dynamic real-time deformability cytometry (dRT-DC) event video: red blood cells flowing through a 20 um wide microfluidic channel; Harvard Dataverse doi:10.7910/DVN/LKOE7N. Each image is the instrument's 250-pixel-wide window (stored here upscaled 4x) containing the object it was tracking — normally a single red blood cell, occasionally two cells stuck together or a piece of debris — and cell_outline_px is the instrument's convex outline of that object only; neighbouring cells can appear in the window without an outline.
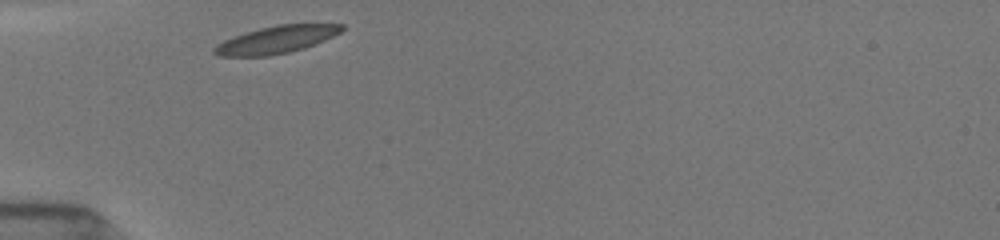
{"species": "common noctule bat (a hibernating species)", "species_latin": "Nyctalus noctula", "temperature_condition": "room temperature", "stored_images_in_passage": 26, "camera_frame_rate_fps": 3000, "um_per_image_px": 0.085, "animal": {"sex": "female", "body_mass_g": 19.5, "forearm_length_mm": 54.1}, "frame": {"image": 1, "passage_image": 1, "time_ms": 0.0, "image_size_px": [1000, 240], "cell_outline_px": [[348, 28], [324, 40], [304, 48], [288, 52], [268, 56], [220, 56], [212, 52], [212, 48], [216, 44], [224, 40], [244, 32], [260, 28], [280, 24], [344, 24]], "centroid_in_image_um": [23.48, 3.36], "position_along_channel_um": 61.5, "area_um2": 20.35}}
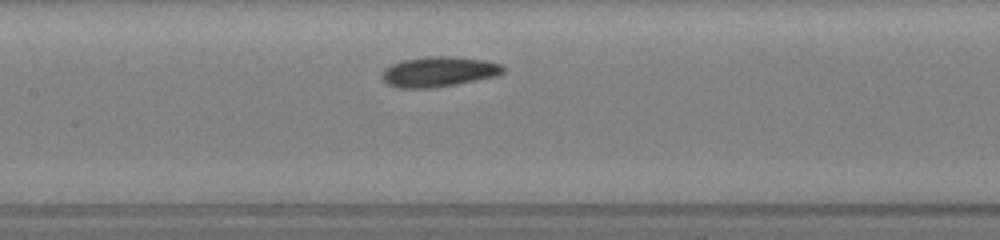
{"frame": {"image": 2, "passage_image": 9, "time_ms": 3.0, "image_size_px": [1000, 240], "cell_outline_px": [[504, 72], [496, 76], [436, 88], [396, 88], [388, 84], [380, 76], [380, 72], [384, 68], [392, 64], [404, 60], [424, 56], [456, 56], [484, 60], [500, 64], [504, 68]], "centroid_in_image_um": [37.25, 6.09], "position_along_channel_um": 170.1, "area_um2": 21.5}}
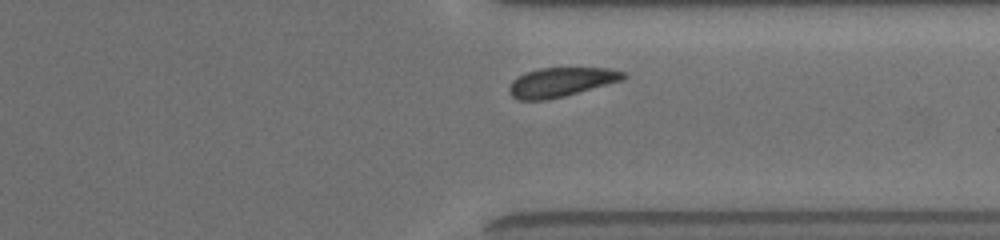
{"frame": {"image": 3, "passage_image": 23, "time_ms": 8.0, "image_size_px": [1000, 240], "cell_outline_px": [[628, 76], [624, 80], [564, 96], [544, 100], [516, 100], [508, 92], [508, 88], [512, 80], [528, 72], [540, 68], [608, 68], [624, 72]], "centroid_in_image_um": [47.7, 6.99], "position_along_channel_um": 363.7, "area_um2": 19.42}, "authors_computed_cell_mechanics": {"area_um2": 20.6346, "velocity_mm_per_s": 3.866, "shape_relaxation_time_tau1_ms": 2.1898, "shape_relaxation_time_tau2_ms": 2.5748, "deformation_change_tau1": 0.0918, "deformation_change_tau2": 0.0758}}